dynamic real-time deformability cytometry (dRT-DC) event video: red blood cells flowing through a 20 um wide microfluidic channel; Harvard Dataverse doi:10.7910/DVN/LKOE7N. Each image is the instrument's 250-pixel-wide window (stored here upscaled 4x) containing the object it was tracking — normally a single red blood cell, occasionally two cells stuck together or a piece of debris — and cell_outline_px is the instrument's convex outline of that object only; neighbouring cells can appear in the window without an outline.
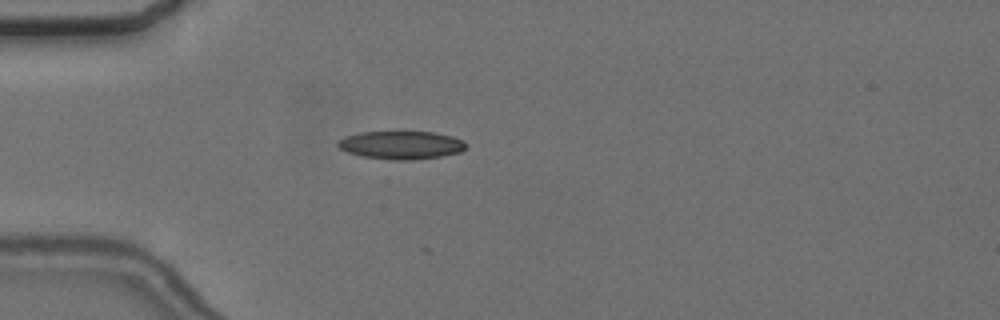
{"species": "common noctule bat (a hibernating species)", "species_latin": "Nyctalus noctula", "temperature_condition": "cold", "stored_images_in_passage": 5, "camera_frame_rate_fps": 3000, "um_per_image_px": 0.085, "animal": {"sex": "female", "body_mass_g": 24.6, "forearm_length_mm": 56.2}, "frame": {"image": 1, "passage_image": 5, "time_ms": 4.667, "image_size_px": [1000, 320], "cell_outline_px": [[468, 144], [460, 152], [440, 156], [412, 160], [392, 160], [364, 156], [348, 152], [340, 148], [336, 144], [344, 136], [360, 132], [436, 132], [452, 136], [464, 140]], "centroid_in_image_um": [34.13, 12.32], "position_along_channel_um": 50.9, "area_um2": 20.92}}